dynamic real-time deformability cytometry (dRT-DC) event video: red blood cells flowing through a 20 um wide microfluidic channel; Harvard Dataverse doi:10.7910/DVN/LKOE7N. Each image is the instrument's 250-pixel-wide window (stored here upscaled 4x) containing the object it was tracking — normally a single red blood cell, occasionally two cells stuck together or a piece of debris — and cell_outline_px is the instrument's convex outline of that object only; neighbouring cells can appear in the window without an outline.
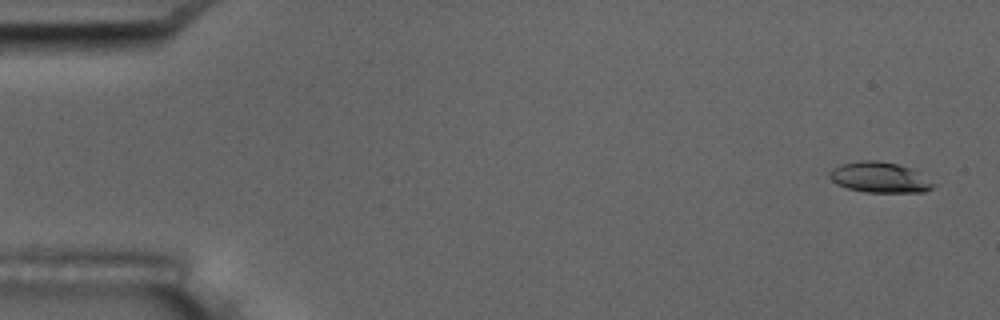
{"species": "common noctule bat (a hibernating species)", "species_latin": "Nyctalus noctula", "temperature_condition": "room temperature", "stored_images_in_passage": 55, "camera_frame_rate_fps": 3000, "um_per_image_px": 0.085, "animal": {"sex": "male", "body_mass_g": 17.5, "forearm_length_mm": 52.3}, "frame": {"image": 1, "passage_image": 3, "time_ms": 0.667, "image_size_px": [1000, 320], "cell_outline_px": [[936, 184], [932, 188], [924, 192], [864, 192], [848, 188], [836, 184], [828, 176], [832, 168], [840, 164], [864, 160], [876, 160], [896, 164], [912, 168]], "centroid_in_image_um": [74.76, 15.08], "position_along_channel_um": 10.2, "area_um2": 18.44}}
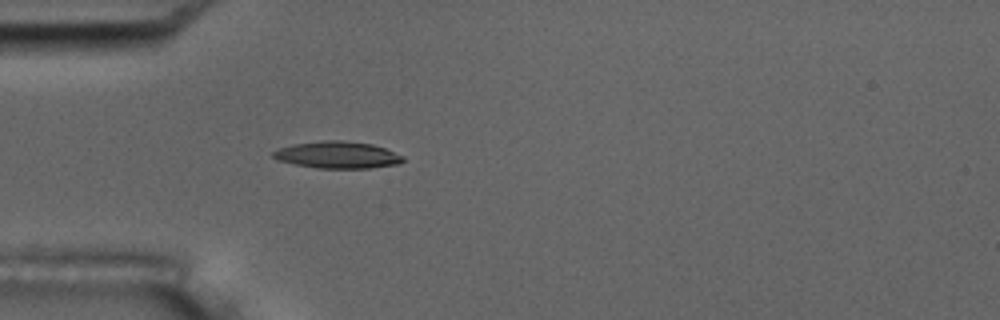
{"frame": {"image": 2, "passage_image": 17, "time_ms": 5.333, "image_size_px": [1000, 320], "cell_outline_px": [[404, 160], [396, 164], [368, 168], [316, 168], [276, 160], [272, 156], [272, 152], [280, 148], [292, 144], [324, 140], [340, 140], [372, 144], [384, 148], [404, 156]], "centroid_in_image_um": [28.66, 13.16], "position_along_channel_um": 56.3, "area_um2": 20.23}}
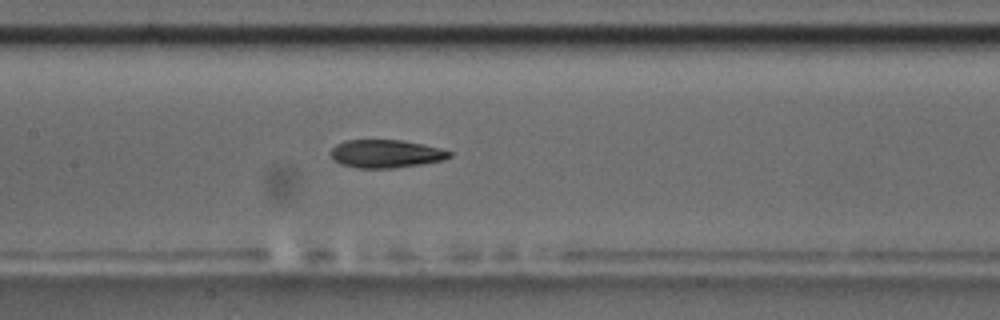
{"frame": {"image": 3, "passage_image": 27, "time_ms": 8.667, "image_size_px": [1000, 320], "cell_outline_px": [[452, 156], [444, 160], [420, 164], [392, 168], [356, 168], [340, 164], [332, 160], [332, 148], [336, 144], [344, 140], [400, 140], [424, 144], [440, 148], [452, 152]], "centroid_in_image_um": [32.8, 13.07], "position_along_channel_um": 174.6, "area_um2": 19.48}, "authors_computed_cell_mechanics": {"area_um2": 19.7676, "velocity_mm_per_s": 3.7166, "shape_relaxation_time_tau1_ms": 5.8703, "shape_relaxation_time_tau2_ms": 3.7353, "deformation_change_tau1": 0.2025, "deformation_change_tau2": 0.124}}